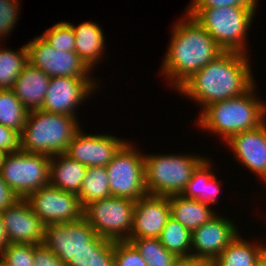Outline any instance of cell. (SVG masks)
<instances>
[{"mask_svg": "<svg viewBox=\"0 0 266 266\" xmlns=\"http://www.w3.org/2000/svg\"><path fill=\"white\" fill-rule=\"evenodd\" d=\"M127 141L106 166L111 195L137 201L147 194L144 153Z\"/></svg>", "mask_w": 266, "mask_h": 266, "instance_id": "9", "label": "cell"}, {"mask_svg": "<svg viewBox=\"0 0 266 266\" xmlns=\"http://www.w3.org/2000/svg\"><path fill=\"white\" fill-rule=\"evenodd\" d=\"M184 13L173 23L160 72L174 90L224 52L195 18Z\"/></svg>", "mask_w": 266, "mask_h": 266, "instance_id": "2", "label": "cell"}, {"mask_svg": "<svg viewBox=\"0 0 266 266\" xmlns=\"http://www.w3.org/2000/svg\"><path fill=\"white\" fill-rule=\"evenodd\" d=\"M19 0H0V41L10 35L19 20Z\"/></svg>", "mask_w": 266, "mask_h": 266, "instance_id": "34", "label": "cell"}, {"mask_svg": "<svg viewBox=\"0 0 266 266\" xmlns=\"http://www.w3.org/2000/svg\"><path fill=\"white\" fill-rule=\"evenodd\" d=\"M68 266H115L114 241L97 236L91 248L80 251Z\"/></svg>", "mask_w": 266, "mask_h": 266, "instance_id": "26", "label": "cell"}, {"mask_svg": "<svg viewBox=\"0 0 266 266\" xmlns=\"http://www.w3.org/2000/svg\"><path fill=\"white\" fill-rule=\"evenodd\" d=\"M135 201L110 196L84 207L83 217L99 237L128 241L133 225Z\"/></svg>", "mask_w": 266, "mask_h": 266, "instance_id": "8", "label": "cell"}, {"mask_svg": "<svg viewBox=\"0 0 266 266\" xmlns=\"http://www.w3.org/2000/svg\"><path fill=\"white\" fill-rule=\"evenodd\" d=\"M210 159H206L193 172L190 181L188 182L182 195L186 198L195 199L199 202H204L208 205H214L219 198L221 191V182L212 171L214 166Z\"/></svg>", "mask_w": 266, "mask_h": 266, "instance_id": "23", "label": "cell"}, {"mask_svg": "<svg viewBox=\"0 0 266 266\" xmlns=\"http://www.w3.org/2000/svg\"><path fill=\"white\" fill-rule=\"evenodd\" d=\"M18 196L10 189L0 174V212L18 200Z\"/></svg>", "mask_w": 266, "mask_h": 266, "instance_id": "38", "label": "cell"}, {"mask_svg": "<svg viewBox=\"0 0 266 266\" xmlns=\"http://www.w3.org/2000/svg\"><path fill=\"white\" fill-rule=\"evenodd\" d=\"M256 84L245 94L206 106L196 119L201 130L214 132L226 142L233 135L255 129L266 121V103L255 94Z\"/></svg>", "mask_w": 266, "mask_h": 266, "instance_id": "3", "label": "cell"}, {"mask_svg": "<svg viewBox=\"0 0 266 266\" xmlns=\"http://www.w3.org/2000/svg\"><path fill=\"white\" fill-rule=\"evenodd\" d=\"M87 167L65 153L51 156L49 184L60 190L79 194Z\"/></svg>", "mask_w": 266, "mask_h": 266, "instance_id": "21", "label": "cell"}, {"mask_svg": "<svg viewBox=\"0 0 266 266\" xmlns=\"http://www.w3.org/2000/svg\"><path fill=\"white\" fill-rule=\"evenodd\" d=\"M8 245L5 230H4V225H3V220L0 215V254L4 250V248Z\"/></svg>", "mask_w": 266, "mask_h": 266, "instance_id": "40", "label": "cell"}, {"mask_svg": "<svg viewBox=\"0 0 266 266\" xmlns=\"http://www.w3.org/2000/svg\"><path fill=\"white\" fill-rule=\"evenodd\" d=\"M78 117L34 110L28 113L20 134V147L27 153L63 154L81 128Z\"/></svg>", "mask_w": 266, "mask_h": 266, "instance_id": "4", "label": "cell"}, {"mask_svg": "<svg viewBox=\"0 0 266 266\" xmlns=\"http://www.w3.org/2000/svg\"><path fill=\"white\" fill-rule=\"evenodd\" d=\"M75 34V53L92 71L100 64L105 50V37L101 26L91 21H83L79 25L67 22ZM99 62V63H98ZM97 64V65H96Z\"/></svg>", "mask_w": 266, "mask_h": 266, "instance_id": "20", "label": "cell"}, {"mask_svg": "<svg viewBox=\"0 0 266 266\" xmlns=\"http://www.w3.org/2000/svg\"><path fill=\"white\" fill-rule=\"evenodd\" d=\"M148 266H173L178 257L160 243L159 238H129Z\"/></svg>", "mask_w": 266, "mask_h": 266, "instance_id": "30", "label": "cell"}, {"mask_svg": "<svg viewBox=\"0 0 266 266\" xmlns=\"http://www.w3.org/2000/svg\"><path fill=\"white\" fill-rule=\"evenodd\" d=\"M194 154H149L145 160V187L147 194L170 196L182 194L193 172L205 160Z\"/></svg>", "mask_w": 266, "mask_h": 266, "instance_id": "6", "label": "cell"}, {"mask_svg": "<svg viewBox=\"0 0 266 266\" xmlns=\"http://www.w3.org/2000/svg\"><path fill=\"white\" fill-rule=\"evenodd\" d=\"M8 244H43L45 224L26 199H18L0 212Z\"/></svg>", "mask_w": 266, "mask_h": 266, "instance_id": "16", "label": "cell"}, {"mask_svg": "<svg viewBox=\"0 0 266 266\" xmlns=\"http://www.w3.org/2000/svg\"><path fill=\"white\" fill-rule=\"evenodd\" d=\"M238 164L266 183V121L259 127L237 133L225 142Z\"/></svg>", "mask_w": 266, "mask_h": 266, "instance_id": "17", "label": "cell"}, {"mask_svg": "<svg viewBox=\"0 0 266 266\" xmlns=\"http://www.w3.org/2000/svg\"><path fill=\"white\" fill-rule=\"evenodd\" d=\"M96 81L93 77H51L42 110L77 117V106L96 91Z\"/></svg>", "mask_w": 266, "mask_h": 266, "instance_id": "12", "label": "cell"}, {"mask_svg": "<svg viewBox=\"0 0 266 266\" xmlns=\"http://www.w3.org/2000/svg\"><path fill=\"white\" fill-rule=\"evenodd\" d=\"M0 149L6 153L17 152L20 147V134L0 124Z\"/></svg>", "mask_w": 266, "mask_h": 266, "instance_id": "37", "label": "cell"}, {"mask_svg": "<svg viewBox=\"0 0 266 266\" xmlns=\"http://www.w3.org/2000/svg\"><path fill=\"white\" fill-rule=\"evenodd\" d=\"M115 266H148L129 241H114Z\"/></svg>", "mask_w": 266, "mask_h": 266, "instance_id": "33", "label": "cell"}, {"mask_svg": "<svg viewBox=\"0 0 266 266\" xmlns=\"http://www.w3.org/2000/svg\"><path fill=\"white\" fill-rule=\"evenodd\" d=\"M259 0H191L189 7L186 8H211V7H228L239 6L250 8L256 13L257 2Z\"/></svg>", "mask_w": 266, "mask_h": 266, "instance_id": "35", "label": "cell"}, {"mask_svg": "<svg viewBox=\"0 0 266 266\" xmlns=\"http://www.w3.org/2000/svg\"><path fill=\"white\" fill-rule=\"evenodd\" d=\"M8 153L0 149V170L2 168V165L4 164L5 157Z\"/></svg>", "mask_w": 266, "mask_h": 266, "instance_id": "41", "label": "cell"}, {"mask_svg": "<svg viewBox=\"0 0 266 266\" xmlns=\"http://www.w3.org/2000/svg\"><path fill=\"white\" fill-rule=\"evenodd\" d=\"M126 142L111 134H87L80 128L65 154L86 167H106Z\"/></svg>", "mask_w": 266, "mask_h": 266, "instance_id": "14", "label": "cell"}, {"mask_svg": "<svg viewBox=\"0 0 266 266\" xmlns=\"http://www.w3.org/2000/svg\"><path fill=\"white\" fill-rule=\"evenodd\" d=\"M173 266H210V262L196 257H179Z\"/></svg>", "mask_w": 266, "mask_h": 266, "instance_id": "39", "label": "cell"}, {"mask_svg": "<svg viewBox=\"0 0 266 266\" xmlns=\"http://www.w3.org/2000/svg\"><path fill=\"white\" fill-rule=\"evenodd\" d=\"M260 266H266V249L261 254V257H260Z\"/></svg>", "mask_w": 266, "mask_h": 266, "instance_id": "42", "label": "cell"}, {"mask_svg": "<svg viewBox=\"0 0 266 266\" xmlns=\"http://www.w3.org/2000/svg\"><path fill=\"white\" fill-rule=\"evenodd\" d=\"M248 56L224 51L192 74L176 91L202 106L200 112L212 103L241 96L256 84Z\"/></svg>", "mask_w": 266, "mask_h": 266, "instance_id": "1", "label": "cell"}, {"mask_svg": "<svg viewBox=\"0 0 266 266\" xmlns=\"http://www.w3.org/2000/svg\"><path fill=\"white\" fill-rule=\"evenodd\" d=\"M239 234L231 219L216 214L191 232V256L211 263Z\"/></svg>", "mask_w": 266, "mask_h": 266, "instance_id": "15", "label": "cell"}, {"mask_svg": "<svg viewBox=\"0 0 266 266\" xmlns=\"http://www.w3.org/2000/svg\"><path fill=\"white\" fill-rule=\"evenodd\" d=\"M169 218V196L146 194L135 202L129 238H159Z\"/></svg>", "mask_w": 266, "mask_h": 266, "instance_id": "18", "label": "cell"}, {"mask_svg": "<svg viewBox=\"0 0 266 266\" xmlns=\"http://www.w3.org/2000/svg\"><path fill=\"white\" fill-rule=\"evenodd\" d=\"M28 64L26 44L16 52L0 48V90H10L24 67Z\"/></svg>", "mask_w": 266, "mask_h": 266, "instance_id": "27", "label": "cell"}, {"mask_svg": "<svg viewBox=\"0 0 266 266\" xmlns=\"http://www.w3.org/2000/svg\"><path fill=\"white\" fill-rule=\"evenodd\" d=\"M159 240L165 249L178 258L191 256V232L171 216L167 220Z\"/></svg>", "mask_w": 266, "mask_h": 266, "instance_id": "28", "label": "cell"}, {"mask_svg": "<svg viewBox=\"0 0 266 266\" xmlns=\"http://www.w3.org/2000/svg\"><path fill=\"white\" fill-rule=\"evenodd\" d=\"M26 200L45 225L77 221L83 217L84 208L78 195L50 184L32 192Z\"/></svg>", "mask_w": 266, "mask_h": 266, "instance_id": "10", "label": "cell"}, {"mask_svg": "<svg viewBox=\"0 0 266 266\" xmlns=\"http://www.w3.org/2000/svg\"><path fill=\"white\" fill-rule=\"evenodd\" d=\"M34 245L23 243L8 244L0 254L2 266H33Z\"/></svg>", "mask_w": 266, "mask_h": 266, "instance_id": "32", "label": "cell"}, {"mask_svg": "<svg viewBox=\"0 0 266 266\" xmlns=\"http://www.w3.org/2000/svg\"><path fill=\"white\" fill-rule=\"evenodd\" d=\"M49 82L47 74L28 62L11 90L29 112L41 110Z\"/></svg>", "mask_w": 266, "mask_h": 266, "instance_id": "19", "label": "cell"}, {"mask_svg": "<svg viewBox=\"0 0 266 266\" xmlns=\"http://www.w3.org/2000/svg\"><path fill=\"white\" fill-rule=\"evenodd\" d=\"M256 243L247 241L239 234L210 266H260V257L266 245Z\"/></svg>", "mask_w": 266, "mask_h": 266, "instance_id": "24", "label": "cell"}, {"mask_svg": "<svg viewBox=\"0 0 266 266\" xmlns=\"http://www.w3.org/2000/svg\"><path fill=\"white\" fill-rule=\"evenodd\" d=\"M223 51L248 54L247 35L255 13L246 7L187 8Z\"/></svg>", "mask_w": 266, "mask_h": 266, "instance_id": "5", "label": "cell"}, {"mask_svg": "<svg viewBox=\"0 0 266 266\" xmlns=\"http://www.w3.org/2000/svg\"><path fill=\"white\" fill-rule=\"evenodd\" d=\"M112 196L106 167H87L78 199L84 208L89 203Z\"/></svg>", "mask_w": 266, "mask_h": 266, "instance_id": "25", "label": "cell"}, {"mask_svg": "<svg viewBox=\"0 0 266 266\" xmlns=\"http://www.w3.org/2000/svg\"><path fill=\"white\" fill-rule=\"evenodd\" d=\"M28 62L51 77H93L87 65L75 52H62L51 47L41 36L26 44ZM90 73V74H89Z\"/></svg>", "mask_w": 266, "mask_h": 266, "instance_id": "11", "label": "cell"}, {"mask_svg": "<svg viewBox=\"0 0 266 266\" xmlns=\"http://www.w3.org/2000/svg\"><path fill=\"white\" fill-rule=\"evenodd\" d=\"M33 266H68V265L63 263L44 244H37L34 245Z\"/></svg>", "mask_w": 266, "mask_h": 266, "instance_id": "36", "label": "cell"}, {"mask_svg": "<svg viewBox=\"0 0 266 266\" xmlns=\"http://www.w3.org/2000/svg\"><path fill=\"white\" fill-rule=\"evenodd\" d=\"M96 231L84 217L80 220L45 225L43 244L63 263L68 264L80 251L91 248Z\"/></svg>", "mask_w": 266, "mask_h": 266, "instance_id": "13", "label": "cell"}, {"mask_svg": "<svg viewBox=\"0 0 266 266\" xmlns=\"http://www.w3.org/2000/svg\"><path fill=\"white\" fill-rule=\"evenodd\" d=\"M51 156L27 153L21 149L8 153L0 170L1 177L19 199L49 185Z\"/></svg>", "mask_w": 266, "mask_h": 266, "instance_id": "7", "label": "cell"}, {"mask_svg": "<svg viewBox=\"0 0 266 266\" xmlns=\"http://www.w3.org/2000/svg\"><path fill=\"white\" fill-rule=\"evenodd\" d=\"M170 216L193 232L213 218L217 212L211 205L184 197L182 194L169 196Z\"/></svg>", "mask_w": 266, "mask_h": 266, "instance_id": "22", "label": "cell"}, {"mask_svg": "<svg viewBox=\"0 0 266 266\" xmlns=\"http://www.w3.org/2000/svg\"><path fill=\"white\" fill-rule=\"evenodd\" d=\"M28 113L11 89L0 90V124L21 134Z\"/></svg>", "mask_w": 266, "mask_h": 266, "instance_id": "29", "label": "cell"}, {"mask_svg": "<svg viewBox=\"0 0 266 266\" xmlns=\"http://www.w3.org/2000/svg\"><path fill=\"white\" fill-rule=\"evenodd\" d=\"M40 36L58 51L75 52V34L66 21H59Z\"/></svg>", "mask_w": 266, "mask_h": 266, "instance_id": "31", "label": "cell"}]
</instances>
